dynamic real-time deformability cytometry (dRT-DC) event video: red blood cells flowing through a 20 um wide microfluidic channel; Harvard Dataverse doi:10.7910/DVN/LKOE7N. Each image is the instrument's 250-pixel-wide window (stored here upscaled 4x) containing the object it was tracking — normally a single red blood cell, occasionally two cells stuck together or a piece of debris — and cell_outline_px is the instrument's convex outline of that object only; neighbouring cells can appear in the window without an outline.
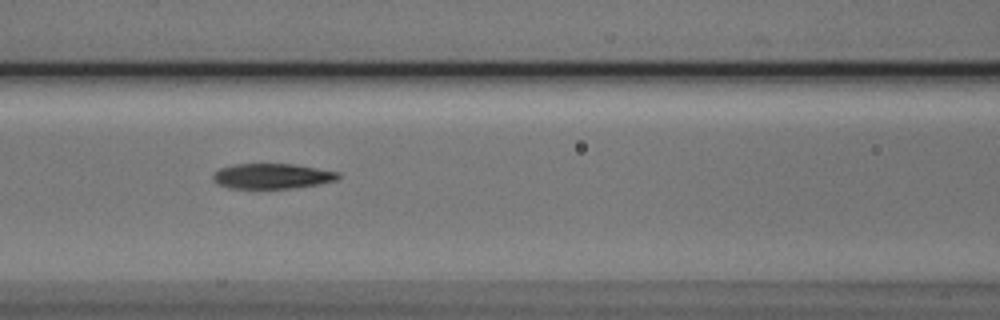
{"species": "Egyptian fruit bat (a non-hibernating species)", "species_latin": "Rousettus aegyptiacus", "temperature_condition": "cold", "stored_images_in_passage": 8, "camera_frame_rate_fps": 3000, "um_per_image_px": 0.085, "animal": {"sex": "male"}, "frame": {"image": 1, "passage_image": 4, "time_ms": 4.333, "image_size_px": [1000, 320], "cell_outline_px": [[340, 176], [336, 180], [316, 184], [292, 188], [228, 188], [212, 180], [212, 172], [220, 168], [236, 164], [292, 164], [340, 172]], "centroid_in_image_um": [23.09, 14.96], "position_along_channel_um": 143.5, "area_um2": 18.26}}
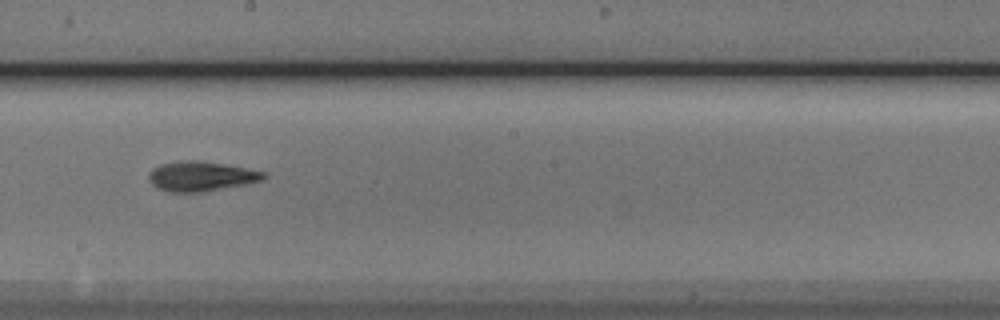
{"frame": {"image": 2, "passage_image": 6, "time_ms": 6.667, "image_size_px": [1000, 320], "cell_outline_px": [[268, 176], [264, 180], [248, 184], [204, 192], [168, 192], [152, 184], [148, 176], [148, 172], [152, 168], [160, 164], [180, 160], [200, 160], [228, 164], [268, 172]], "centroid_in_image_um": [17.16, 14.97], "position_along_channel_um": 231.0, "area_um2": 20.46}}
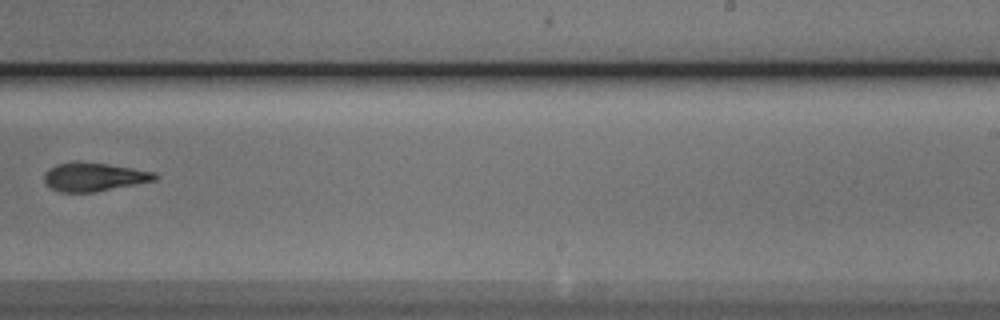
{"frame": {"image": 3, "passage_image": 7, "time_ms": 8.0, "image_size_px": [1000, 320], "cell_outline_px": [[160, 176], [156, 180], [96, 192], [60, 192], [52, 188], [44, 180], [44, 172], [48, 168], [56, 164], [76, 160], [108, 164], [156, 172]], "centroid_in_image_um": [7.99, 15.02], "position_along_channel_um": 281.0, "area_um2": 18.67}}